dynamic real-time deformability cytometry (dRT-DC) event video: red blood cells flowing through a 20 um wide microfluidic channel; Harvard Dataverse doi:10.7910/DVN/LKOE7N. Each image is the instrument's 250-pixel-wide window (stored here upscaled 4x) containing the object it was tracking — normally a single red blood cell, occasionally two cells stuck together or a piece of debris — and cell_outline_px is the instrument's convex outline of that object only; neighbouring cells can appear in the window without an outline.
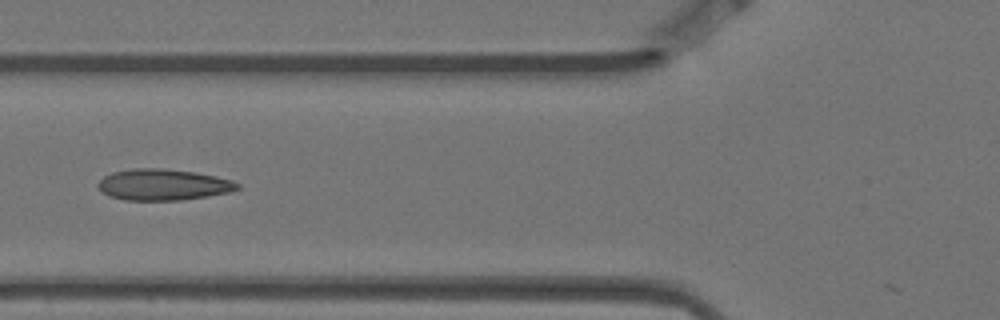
{"species": "Egyptian fruit bat (a non-hibernating species)", "species_latin": "Rousettus aegyptiacus", "temperature_condition": "warm", "stored_images_in_passage": 9, "camera_frame_rate_fps": 3000, "um_per_image_px": 0.085, "animal": {"sex": "female"}, "frame": {"image": 1, "passage_image": 6, "time_ms": 1.667, "image_size_px": [1000, 320], "cell_outline_px": [[240, 188], [228, 192], [208, 196], [180, 200], [124, 200], [108, 196], [96, 184], [104, 176], [112, 172], [132, 168], [164, 168], [196, 172], [216, 176], [232, 180], [240, 184]], "centroid_in_image_um": [13.87, 15.69], "position_along_channel_um": 111.9, "area_um2": 25.43}}
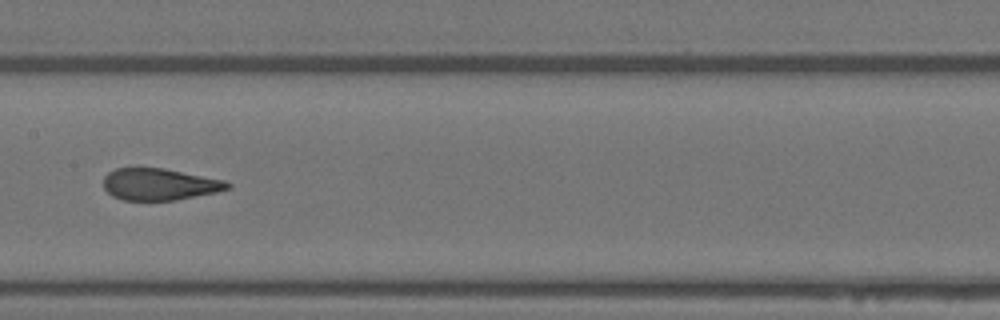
{"frame": {"image": 2, "passage_image": 8, "time_ms": 2.333, "image_size_px": [1000, 320], "cell_outline_px": [[232, 188], [216, 192], [176, 200], [124, 200], [112, 196], [104, 188], [104, 176], [108, 172], [116, 168], [164, 168], [224, 180], [232, 184]], "centroid_in_image_um": [13.56, 15.66], "position_along_channel_um": 193.8, "area_um2": 22.95}}
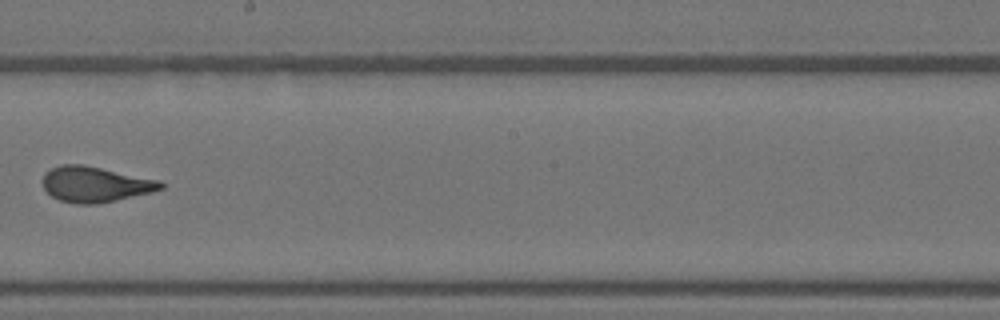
{"frame": {"image": 3, "passage_image": 9, "time_ms": 2.667, "image_size_px": [1000, 320], "cell_outline_px": [[164, 188], [152, 192], [116, 200], [96, 204], [76, 204], [60, 200], [52, 196], [44, 188], [40, 180], [44, 172], [60, 164], [84, 164], [160, 180], [164, 184]], "centroid_in_image_um": [8.06, 15.65], "position_along_channel_um": 240.1, "area_um2": 24.68}}